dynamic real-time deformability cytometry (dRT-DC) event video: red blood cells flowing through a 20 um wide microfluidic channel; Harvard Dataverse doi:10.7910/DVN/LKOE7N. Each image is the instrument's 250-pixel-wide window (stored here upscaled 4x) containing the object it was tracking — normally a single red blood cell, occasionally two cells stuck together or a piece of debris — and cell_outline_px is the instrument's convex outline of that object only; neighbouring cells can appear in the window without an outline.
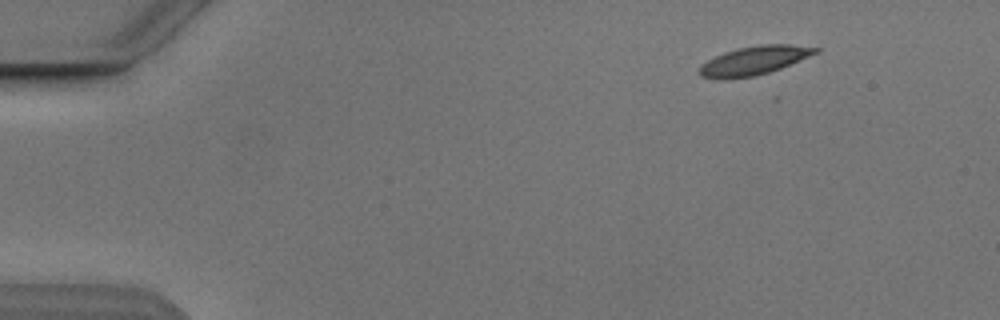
{"species": "Egyptian fruit bat (a non-hibernating species)", "species_latin": "Rousettus aegyptiacus", "temperature_condition": "cold", "stored_images_in_passage": 2, "camera_frame_rate_fps": 3000, "um_per_image_px": 0.085, "animal": {"sex": "male"}, "frame": {"image": 1, "passage_image": 2, "time_ms": 2.0, "image_size_px": [1000, 320], "cell_outline_px": [[820, 52], [780, 68], [768, 72], [752, 76], [700, 76], [696, 72], [708, 60], [724, 52], [736, 48], [760, 44], [792, 44], [820, 48]], "centroid_in_image_um": [64.2, 5.08], "position_along_channel_um": 20.8, "area_um2": 18.67}}